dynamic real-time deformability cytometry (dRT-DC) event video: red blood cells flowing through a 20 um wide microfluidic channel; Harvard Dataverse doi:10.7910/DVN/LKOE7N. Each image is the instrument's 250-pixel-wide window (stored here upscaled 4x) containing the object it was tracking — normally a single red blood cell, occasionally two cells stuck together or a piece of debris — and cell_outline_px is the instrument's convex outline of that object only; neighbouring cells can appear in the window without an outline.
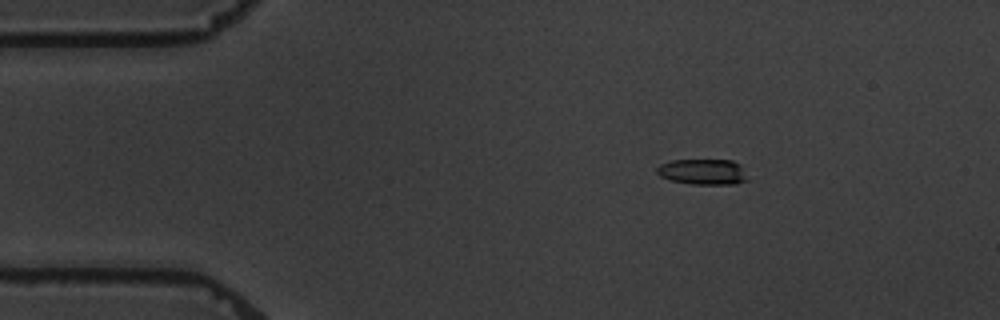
{"species": "common noctule bat (a hibernating species)", "species_latin": "Nyctalus noctula", "temperature_condition": "warm", "stored_images_in_passage": 3, "camera_frame_rate_fps": 3000, "um_per_image_px": 0.085, "animal": {"sex": "male", "body_mass_g": 19.5, "forearm_length_mm": 54.6}, "frame": {"image": 1, "passage_image": 1, "time_ms": 0.0, "image_size_px": [1000, 320], "cell_outline_px": [[748, 180], [736, 184], [692, 184], [668, 180], [660, 176], [656, 172], [656, 168], [660, 164], [672, 160], [732, 160], [740, 164]], "centroid_in_image_um": [59.72, 14.6], "position_along_channel_um": 25.3, "area_um2": 13.64}}